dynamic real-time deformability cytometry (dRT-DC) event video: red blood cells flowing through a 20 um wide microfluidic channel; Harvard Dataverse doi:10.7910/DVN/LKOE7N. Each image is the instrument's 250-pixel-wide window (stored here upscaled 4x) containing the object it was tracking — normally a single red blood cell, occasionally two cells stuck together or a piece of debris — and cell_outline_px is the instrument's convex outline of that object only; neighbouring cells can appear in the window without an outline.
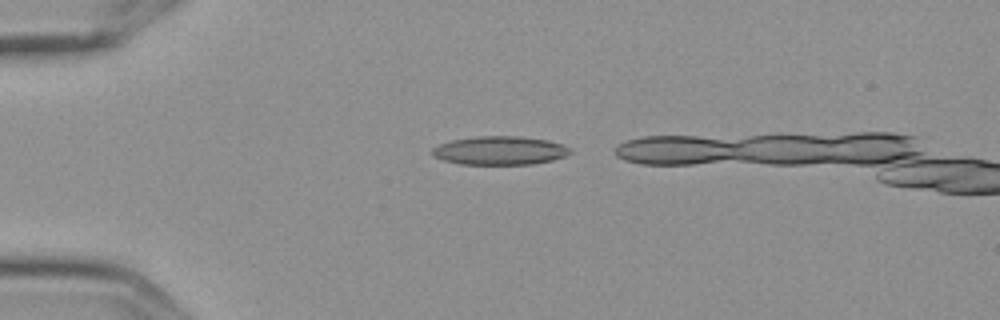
{"species": "Egyptian fruit bat (a non-hibernating species)", "species_latin": "Rousettus aegyptiacus", "temperature_condition": "cold", "stored_images_in_passage": 4, "camera_frame_rate_fps": 3000, "um_per_image_px": 0.085, "frame": {"image": 1, "passage_image": 1, "time_ms": 0.0, "image_size_px": [1000, 320], "cell_outline_px": [[572, 152], [564, 156], [552, 160], [532, 164], [460, 164], [444, 160], [432, 156], [432, 148], [440, 144], [452, 140], [476, 136], [520, 136], [548, 140], [572, 148]], "centroid_in_image_um": [42.48, 12.79], "position_along_channel_um": 42.5, "area_um2": 22.95}}